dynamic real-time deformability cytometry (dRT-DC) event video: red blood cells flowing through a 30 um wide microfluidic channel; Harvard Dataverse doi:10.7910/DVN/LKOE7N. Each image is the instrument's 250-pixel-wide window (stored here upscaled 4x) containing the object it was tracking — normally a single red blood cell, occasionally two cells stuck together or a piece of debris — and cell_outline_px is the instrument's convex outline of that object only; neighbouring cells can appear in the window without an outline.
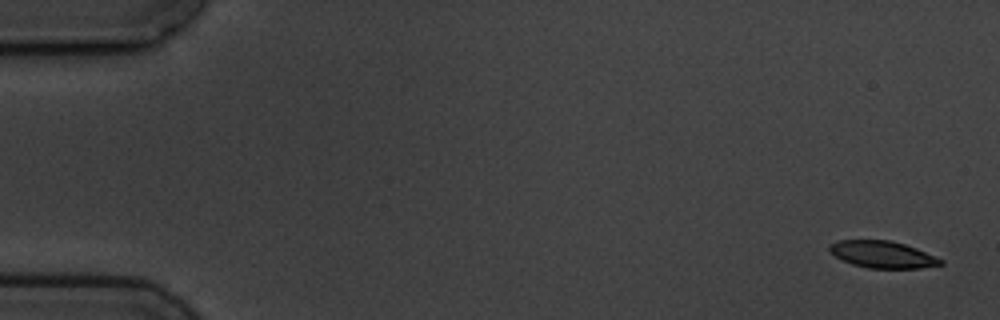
{"species": "common noctule bat (a hibernating species)", "species_latin": "Nyctalus noctula", "temperature_condition": "cold", "stored_images_in_passage": 5, "camera_frame_rate_fps": 3000, "um_per_image_px": 0.085, "animal": {"sex": "male", "body_mass_g": 19.5, "forearm_length_mm": 54.6}, "frame": {"image": 1, "passage_image": 1, "time_ms": 0.0, "image_size_px": [1000, 320], "cell_outline_px": [[944, 264], [920, 268], [868, 268], [852, 264], [828, 252], [828, 248], [836, 240], [888, 240], [904, 244], [916, 248], [944, 260]], "centroid_in_image_um": [75.02, 21.63], "position_along_channel_um": 10.0, "area_um2": 17.34}}
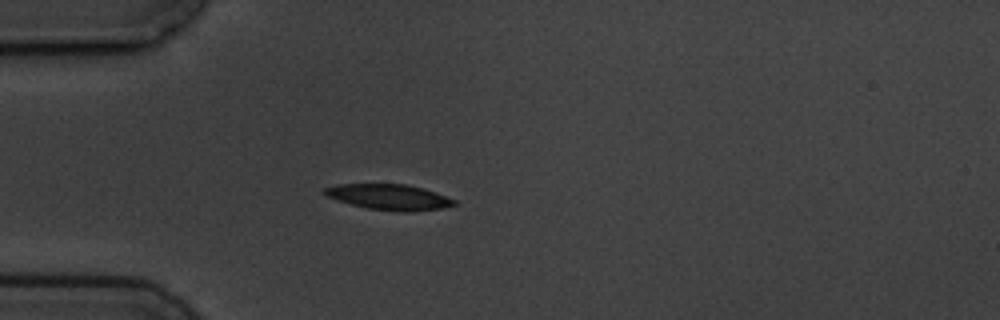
{"frame": {"image": 2, "passage_image": 5, "time_ms": 4.667, "image_size_px": [1000, 320], "cell_outline_px": [[460, 204], [440, 208], [412, 212], [396, 212], [368, 208], [352, 204], [324, 196], [320, 192], [324, 188], [336, 184], [404, 184], [424, 188], [436, 192], [456, 200]], "centroid_in_image_um": [33.07, 16.75], "position_along_channel_um": 51.9, "area_um2": 19.59}}